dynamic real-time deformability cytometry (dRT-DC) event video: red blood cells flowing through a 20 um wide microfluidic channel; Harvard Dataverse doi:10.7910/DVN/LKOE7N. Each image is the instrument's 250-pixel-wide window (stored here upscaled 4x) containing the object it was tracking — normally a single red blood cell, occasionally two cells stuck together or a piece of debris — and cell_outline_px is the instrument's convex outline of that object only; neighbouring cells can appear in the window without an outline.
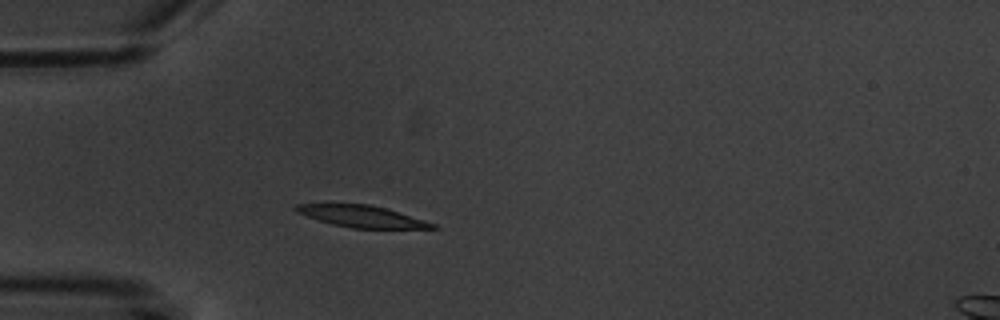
{"species": "common noctule bat (a hibernating species)", "species_latin": "Nyctalus noctula", "temperature_condition": "warm", "stored_images_in_passage": 1, "camera_frame_rate_fps": 3000, "um_per_image_px": 0.085, "animal": {"sex": "male", "body_mass_g": 20.1, "forearm_length_mm": 53.5}, "frame": {"image": 1, "passage_image": 1, "time_ms": 0.0, "image_size_px": [1000, 320], "cell_outline_px": [[440, 228], [352, 228], [332, 224], [296, 212], [292, 208], [296, 204], [368, 204], [384, 208], [424, 220], [436, 224]], "centroid_in_image_um": [30.73, 18.39], "position_along_channel_um": 54.3, "area_um2": 16.88}}